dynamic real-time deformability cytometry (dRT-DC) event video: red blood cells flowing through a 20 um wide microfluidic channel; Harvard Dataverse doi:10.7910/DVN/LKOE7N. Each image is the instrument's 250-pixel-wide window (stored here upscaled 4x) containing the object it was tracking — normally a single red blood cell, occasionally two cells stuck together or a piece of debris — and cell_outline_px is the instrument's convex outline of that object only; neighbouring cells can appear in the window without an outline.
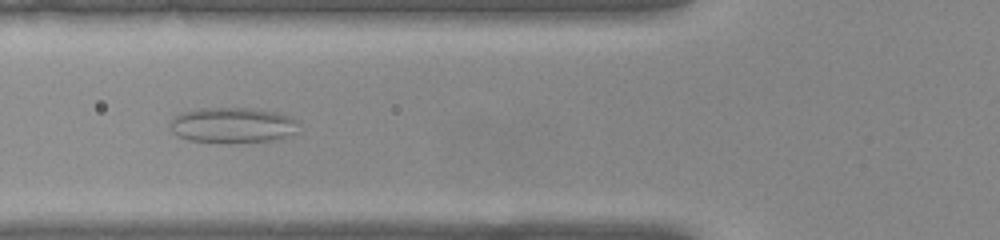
{"species": "common noctule bat (a hibernating species)", "species_latin": "Nyctalus noctula", "temperature_condition": "warm", "stored_images_in_passage": 53, "camera_frame_rate_fps": 3000, "um_per_image_px": 0.085, "animal": {"sex": "female", "body_mass_g": 22.0, "forearm_length_mm": 56.7}, "frame": {"image": 1, "passage_image": 19, "time_ms": 6.0, "image_size_px": [1000, 240], "cell_outline_px": [[300, 132], [276, 140], [232, 144], [188, 140], [172, 132], [168, 124], [172, 116], [180, 112], [196, 108], [248, 108], [276, 112], [300, 120]], "centroid_in_image_um": [19.79, 10.65], "position_along_channel_um": 106.0, "area_um2": 27.57}}
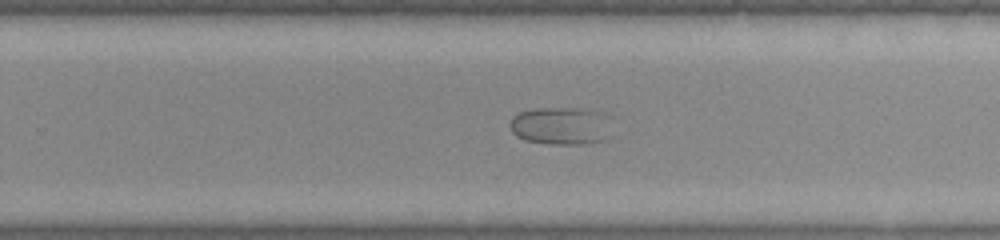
{"frame": {"image": 2, "passage_image": 33, "time_ms": 10.667, "image_size_px": [1000, 240], "cell_outline_px": [[604, 140], [588, 144], [548, 144], [524, 140], [516, 136], [512, 132], [508, 124], [512, 116], [520, 112], [536, 108], [564, 108], [596, 112]], "centroid_in_image_um": [47.35, 10.73], "position_along_channel_um": 282.5, "area_um2": 20.87}}
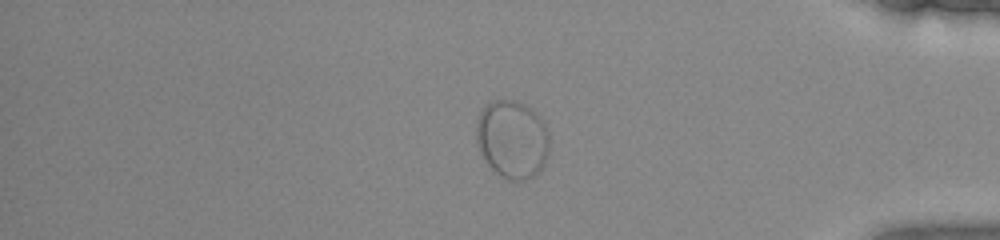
{"frame": {"image": 3, "passage_image": 44, "time_ms": 14.333, "image_size_px": [1000, 240], "cell_outline_px": [[548, 156], [540, 172], [524, 180], [508, 180], [500, 176], [488, 164], [480, 152], [476, 140], [476, 128], [480, 112], [488, 104], [496, 100], [516, 100], [532, 108], [544, 124], [548, 136]], "centroid_in_image_um": [43.54, 11.85], "position_along_channel_um": 391.7, "area_um2": 33.12}}